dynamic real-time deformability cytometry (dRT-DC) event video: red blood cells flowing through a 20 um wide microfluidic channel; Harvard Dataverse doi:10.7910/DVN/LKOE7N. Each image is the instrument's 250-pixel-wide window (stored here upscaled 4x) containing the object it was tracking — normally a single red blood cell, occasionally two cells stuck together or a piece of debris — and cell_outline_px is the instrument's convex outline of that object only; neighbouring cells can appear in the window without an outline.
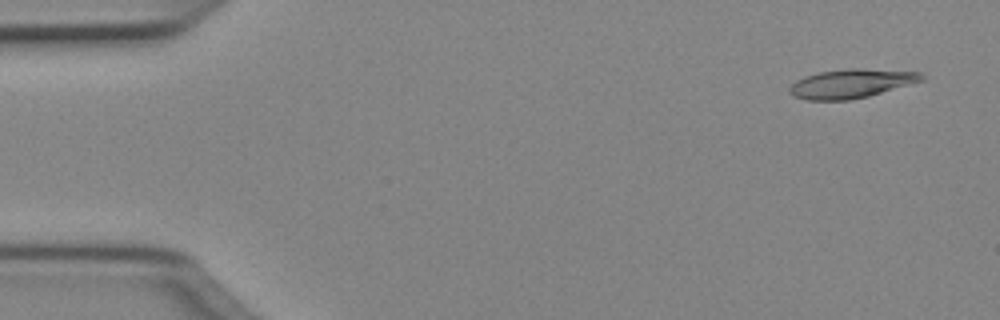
{"species": "Egyptian fruit bat (a non-hibernating species)", "species_latin": "Rousettus aegyptiacus", "temperature_condition": "cold", "stored_images_in_passage": 50, "camera_frame_rate_fps": 3000, "um_per_image_px": 0.085, "animal": {"sex": "female"}, "frame": {"image": 1, "passage_image": 3, "time_ms": 0.667, "image_size_px": [1000, 320], "cell_outline_px": [[924, 80], [868, 96], [848, 100], [808, 100], [792, 96], [788, 92], [788, 88], [796, 80], [804, 76], [820, 72], [848, 68], [860, 68], [920, 72], [924, 76]], "centroid_in_image_um": [72.31, 7.1], "position_along_channel_um": 12.7, "area_um2": 22.25}}
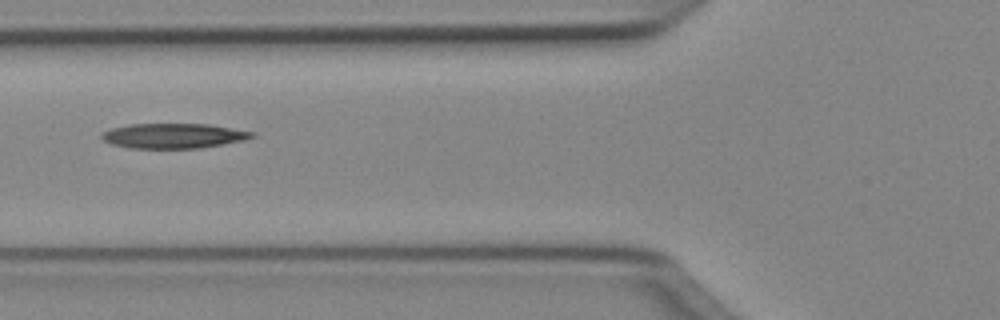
{"frame": {"image": 2, "passage_image": 19, "time_ms": 6.0, "image_size_px": [1000, 320], "cell_outline_px": [[256, 136], [244, 140], [224, 144], [200, 148], [128, 148], [112, 144], [104, 140], [100, 136], [100, 132], [112, 128], [132, 124], [208, 124], [256, 132]], "centroid_in_image_um": [14.76, 11.54], "position_along_channel_um": 111.0, "area_um2": 21.91}}
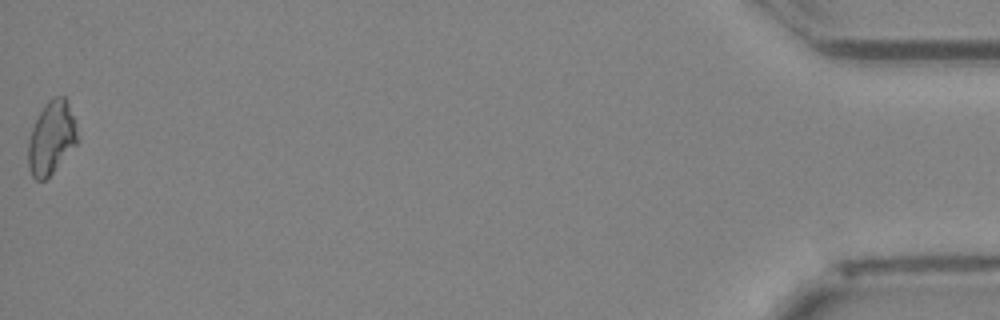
{"frame": {"image": 3, "passage_image": 50, "time_ms": 16.333, "image_size_px": [1000, 320], "cell_outline_px": [[80, 140], [52, 172], [44, 180], [36, 180], [32, 176], [28, 168], [28, 140], [32, 128], [44, 104], [48, 100], [56, 96], [64, 96], [68, 100], [80, 136]], "centroid_in_image_um": [4.39, 11.69], "position_along_channel_um": 430.8, "area_um2": 21.1}}